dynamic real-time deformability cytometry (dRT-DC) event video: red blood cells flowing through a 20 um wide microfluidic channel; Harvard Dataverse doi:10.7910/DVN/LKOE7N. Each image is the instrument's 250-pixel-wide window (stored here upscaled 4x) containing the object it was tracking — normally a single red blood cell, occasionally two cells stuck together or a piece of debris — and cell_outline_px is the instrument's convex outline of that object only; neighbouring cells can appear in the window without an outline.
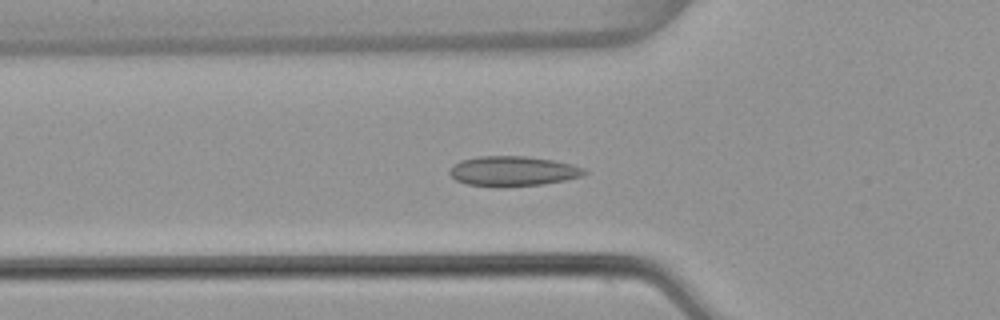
{"species": "common noctule bat (a hibernating species)", "species_latin": "Nyctalus noctula", "temperature_condition": "warm", "stored_images_in_passage": 43, "camera_frame_rate_fps": 3000, "um_per_image_px": 0.085, "animal": {"sex": "female", "body_mass_g": 22.7, "forearm_length_mm": 54.2}, "frame": {"image": 1, "passage_image": 8, "time_ms": 2.333, "image_size_px": [1000, 320], "cell_outline_px": [[588, 172], [580, 176], [564, 180], [544, 184], [504, 188], [468, 184], [456, 180], [448, 172], [460, 160], [476, 156], [524, 156], [552, 160], [572, 164], [584, 168]], "centroid_in_image_um": [43.59, 14.56], "position_along_channel_um": 82.2, "area_um2": 23.58}}
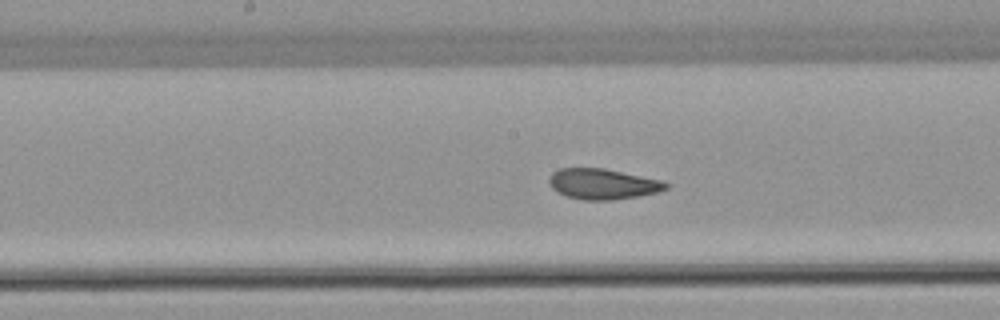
{"frame": {"image": 2, "passage_image": 17, "time_ms": 5.333, "image_size_px": [1000, 320], "cell_outline_px": [[668, 188], [660, 192], [640, 196], [612, 200], [584, 200], [568, 196], [556, 192], [548, 184], [548, 176], [552, 172], [560, 168], [604, 168], [664, 180], [668, 184]], "centroid_in_image_um": [51.24, 15.63], "position_along_channel_um": 197.0, "area_um2": 21.15}}
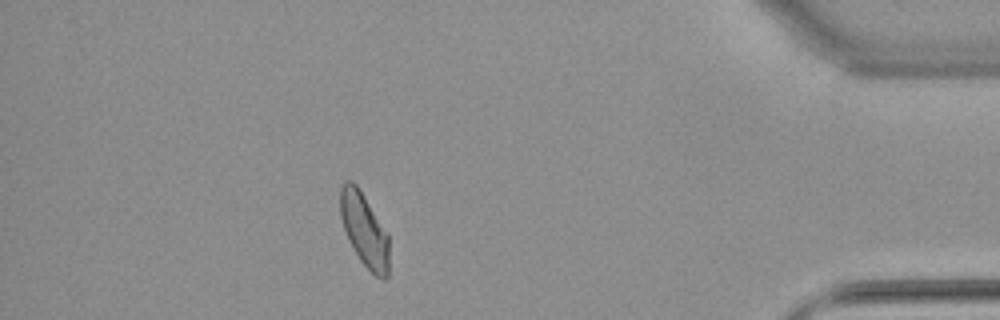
{"frame": {"image": 3, "passage_image": 37, "time_ms": 12.0, "image_size_px": [1000, 320], "cell_outline_px": [[388, 276], [384, 280], [380, 280], [360, 260], [352, 248], [348, 240], [340, 216], [340, 184], [348, 180], [352, 180], [356, 184], [388, 232]], "centroid_in_image_um": [30.96, 19.53], "position_along_channel_um": 404.2, "area_um2": 20.98}, "authors_computed_cell_mechanics": {"area_um2": 21.3282, "velocity_mm_per_s": 3.8092, "shape_relaxation_time_tau1_ms": null, "shape_relaxation_time_tau2_ms": 1.5175, "deformation_change_tau1": null, "deformation_change_tau2": 0.0481}}